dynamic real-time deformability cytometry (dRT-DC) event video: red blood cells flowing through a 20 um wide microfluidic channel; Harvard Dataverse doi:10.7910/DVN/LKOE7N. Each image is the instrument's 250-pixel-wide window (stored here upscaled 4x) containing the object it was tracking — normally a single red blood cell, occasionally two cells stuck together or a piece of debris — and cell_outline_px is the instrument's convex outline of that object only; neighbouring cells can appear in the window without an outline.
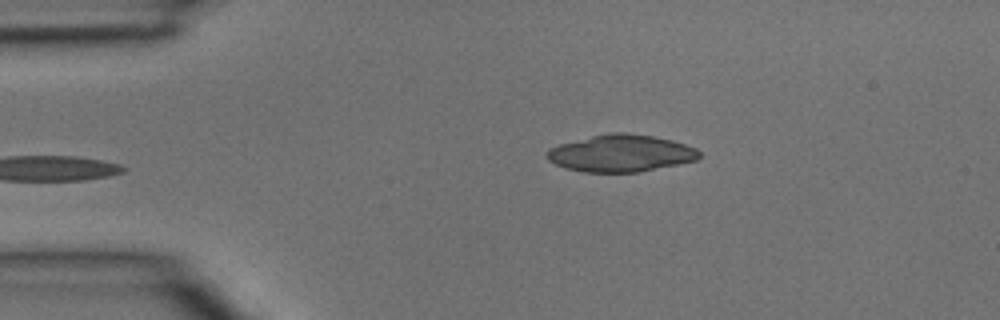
{"species": "common noctule bat (a hibernating species)", "species_latin": "Nyctalus noctula", "temperature_condition": "room temperature", "stored_images_in_passage": 3, "camera_frame_rate_fps": 3000, "um_per_image_px": 0.085, "animal": {"sex": "male", "body_mass_g": 15.6}, "frame": {"image": 1, "passage_image": 3, "time_ms": 0.667, "image_size_px": [1000, 320], "cell_outline_px": [[700, 156], [696, 160], [640, 172], [584, 172], [564, 168], [548, 160], [548, 148], [560, 144], [608, 132], [624, 132], [652, 136], [672, 140], [696, 148], [700, 152]], "centroid_in_image_um": [52.77, 13.03], "position_along_channel_um": 32.2, "area_um2": 32.71}}